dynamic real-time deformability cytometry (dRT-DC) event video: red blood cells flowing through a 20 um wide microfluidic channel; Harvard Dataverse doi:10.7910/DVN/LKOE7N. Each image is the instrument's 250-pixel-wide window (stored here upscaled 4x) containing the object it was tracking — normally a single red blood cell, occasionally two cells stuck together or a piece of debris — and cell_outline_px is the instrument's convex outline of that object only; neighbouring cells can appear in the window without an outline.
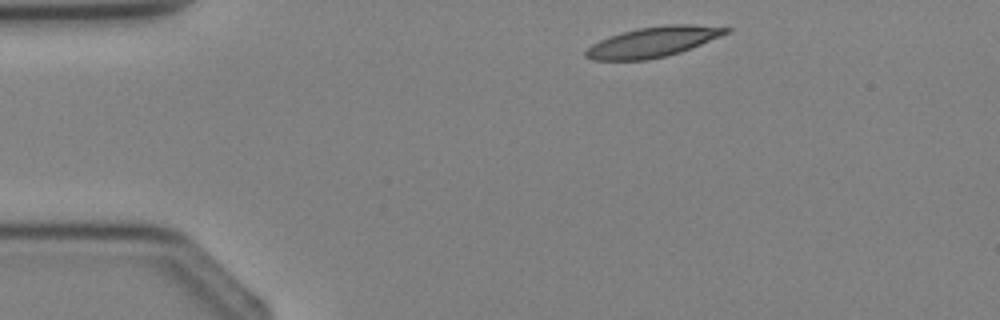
{"species": "Egyptian fruit bat (a non-hibernating species)", "species_latin": "Rousettus aegyptiacus", "temperature_condition": "cold", "stored_images_in_passage": 2, "camera_frame_rate_fps": 3000, "um_per_image_px": 0.085, "animal": {"sex": "female"}, "frame": {"image": 1, "passage_image": 1, "time_ms": 0.0, "image_size_px": [1000, 320], "cell_outline_px": [[732, 32], [692, 48], [668, 56], [648, 60], [592, 60], [584, 56], [584, 52], [592, 44], [600, 40], [636, 28], [664, 24], [692, 24], [732, 28]], "centroid_in_image_um": [55.56, 3.56], "position_along_channel_um": 29.4, "area_um2": 24.91}}